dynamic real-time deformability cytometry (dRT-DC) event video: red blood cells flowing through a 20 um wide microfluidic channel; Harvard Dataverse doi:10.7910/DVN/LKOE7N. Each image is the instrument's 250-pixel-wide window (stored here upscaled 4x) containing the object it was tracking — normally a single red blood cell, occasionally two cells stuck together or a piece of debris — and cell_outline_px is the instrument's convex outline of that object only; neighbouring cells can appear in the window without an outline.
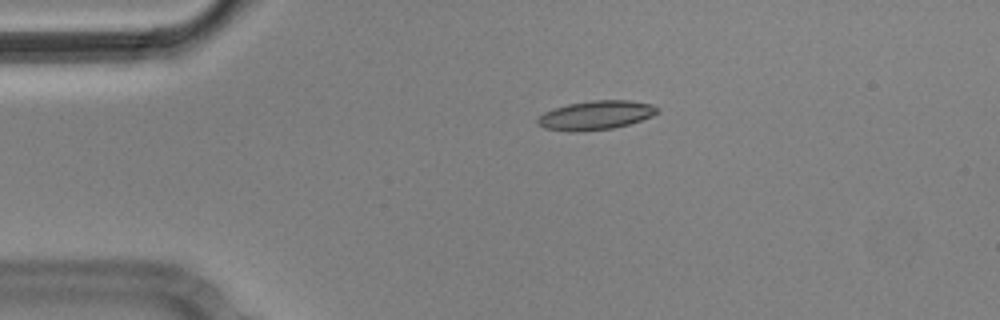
{"species": "Egyptian fruit bat (a non-hibernating species)", "species_latin": "Rousettus aegyptiacus", "temperature_condition": "cold", "stored_images_in_passage": 3, "camera_frame_rate_fps": 3000, "um_per_image_px": 0.085, "animal": {"sex": "male"}, "frame": {"image": 1, "passage_image": 2, "time_ms": 0.333, "image_size_px": [1000, 320], "cell_outline_px": [[660, 112], [652, 116], [628, 124], [612, 128], [576, 132], [568, 132], [544, 128], [536, 124], [536, 120], [544, 112], [568, 104], [592, 100], [628, 100], [652, 104], [660, 108]], "centroid_in_image_um": [50.64, 9.79], "position_along_channel_um": 34.4, "area_um2": 20.29}}